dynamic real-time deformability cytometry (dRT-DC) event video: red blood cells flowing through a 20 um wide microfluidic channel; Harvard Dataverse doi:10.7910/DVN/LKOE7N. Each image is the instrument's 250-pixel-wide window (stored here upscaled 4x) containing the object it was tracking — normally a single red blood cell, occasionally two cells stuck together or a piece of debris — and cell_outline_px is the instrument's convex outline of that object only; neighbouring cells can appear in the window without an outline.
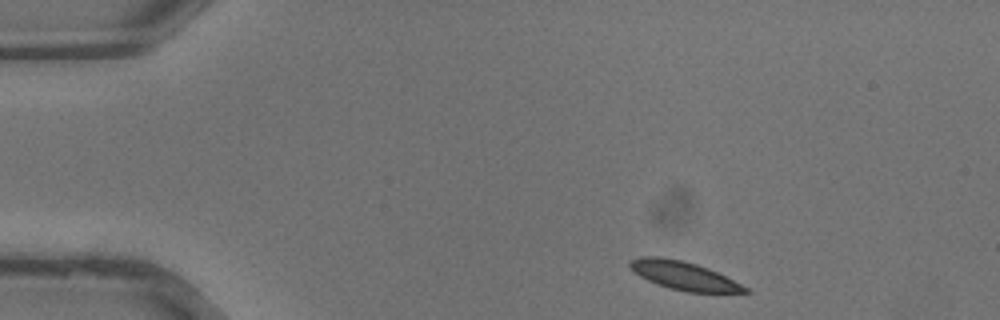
{"species": "common noctule bat (a hibernating species)", "species_latin": "Nyctalus noctula", "temperature_condition": "warm", "stored_images_in_passage": 32, "camera_frame_rate_fps": 3000, "um_per_image_px": 0.085, "animal": {"sex": "male", "body_mass_g": 13.3}, "frame": {"image": 1, "passage_image": 1, "time_ms": 0.0, "image_size_px": [1000, 320], "cell_outline_px": [[752, 292], [688, 292], [668, 288], [656, 284], [640, 276], [628, 264], [628, 260], [640, 256], [660, 256], [680, 260], [696, 264], [708, 268], [748, 288]], "centroid_in_image_um": [58.07, 23.42], "position_along_channel_um": 26.9, "area_um2": 18.79}}
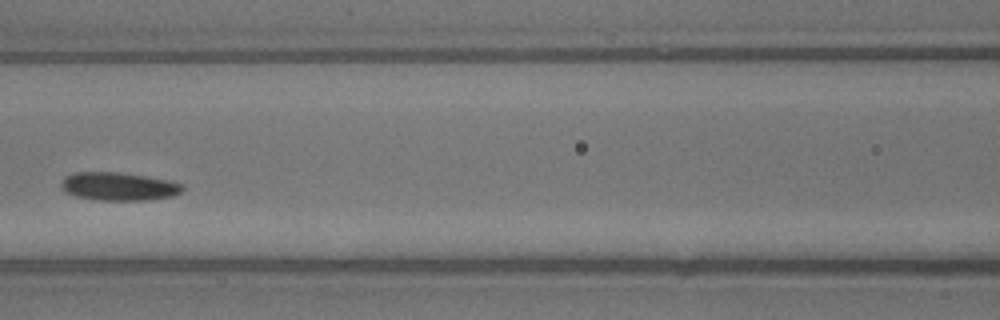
{"frame": {"image": 2, "passage_image": 12, "time_ms": 3.667, "image_size_px": [1000, 320], "cell_outline_px": [[184, 188], [180, 192], [172, 196], [148, 200], [96, 200], [76, 196], [64, 192], [60, 184], [64, 176], [76, 172], [116, 172], [144, 176], [168, 180], [180, 184]], "centroid_in_image_um": [10.03, 15.85], "position_along_channel_um": 156.6, "area_um2": 19.83}}
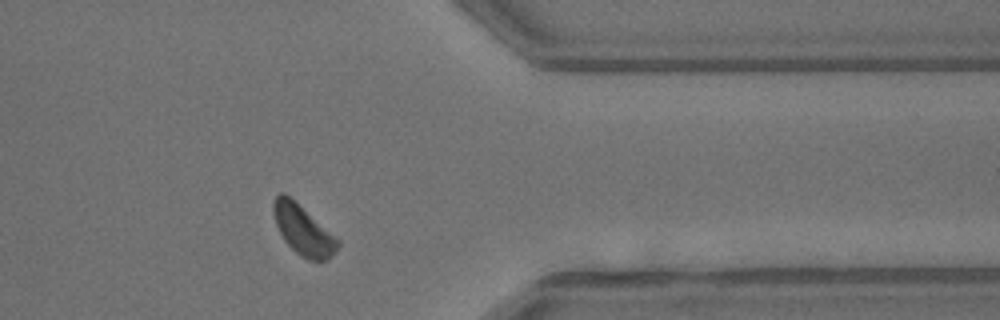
{"frame": {"image": 3, "passage_image": 25, "time_ms": 8.0, "image_size_px": [1000, 320], "cell_outline_px": [[340, 244], [328, 260], [308, 260], [296, 252], [284, 240], [276, 224], [272, 212], [272, 204], [276, 196], [280, 192], [284, 192], [340, 240]], "centroid_in_image_um": [25.75, 19.55], "position_along_channel_um": 385.7, "area_um2": 18.32}}